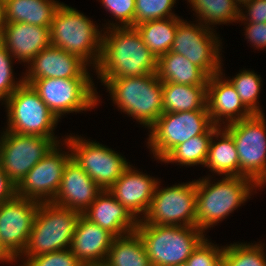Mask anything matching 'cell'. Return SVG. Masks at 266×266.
<instances>
[{"instance_id": "cell-1", "label": "cell", "mask_w": 266, "mask_h": 266, "mask_svg": "<svg viewBox=\"0 0 266 266\" xmlns=\"http://www.w3.org/2000/svg\"><path fill=\"white\" fill-rule=\"evenodd\" d=\"M102 34V53L96 72L100 79L139 77L157 71L158 59L135 27L111 24ZM111 29V30H110ZM107 33V34H106Z\"/></svg>"}, {"instance_id": "cell-2", "label": "cell", "mask_w": 266, "mask_h": 266, "mask_svg": "<svg viewBox=\"0 0 266 266\" xmlns=\"http://www.w3.org/2000/svg\"><path fill=\"white\" fill-rule=\"evenodd\" d=\"M196 180V226L203 232L237 209L251 195L253 180L245 176H225L219 182Z\"/></svg>"}, {"instance_id": "cell-3", "label": "cell", "mask_w": 266, "mask_h": 266, "mask_svg": "<svg viewBox=\"0 0 266 266\" xmlns=\"http://www.w3.org/2000/svg\"><path fill=\"white\" fill-rule=\"evenodd\" d=\"M136 231L142 239L151 266L186 263L205 238L197 226L153 225L138 220Z\"/></svg>"}, {"instance_id": "cell-4", "label": "cell", "mask_w": 266, "mask_h": 266, "mask_svg": "<svg viewBox=\"0 0 266 266\" xmlns=\"http://www.w3.org/2000/svg\"><path fill=\"white\" fill-rule=\"evenodd\" d=\"M121 109L150 129L163 113L162 82L157 73L139 77L101 79Z\"/></svg>"}, {"instance_id": "cell-5", "label": "cell", "mask_w": 266, "mask_h": 266, "mask_svg": "<svg viewBox=\"0 0 266 266\" xmlns=\"http://www.w3.org/2000/svg\"><path fill=\"white\" fill-rule=\"evenodd\" d=\"M95 26L76 9L61 4L49 28L51 45L79 56L88 66L90 63L96 68L102 53V32Z\"/></svg>"}, {"instance_id": "cell-6", "label": "cell", "mask_w": 266, "mask_h": 266, "mask_svg": "<svg viewBox=\"0 0 266 266\" xmlns=\"http://www.w3.org/2000/svg\"><path fill=\"white\" fill-rule=\"evenodd\" d=\"M79 211L63 208L52 202H40L26 247L21 255L25 262L41 254L71 248Z\"/></svg>"}, {"instance_id": "cell-7", "label": "cell", "mask_w": 266, "mask_h": 266, "mask_svg": "<svg viewBox=\"0 0 266 266\" xmlns=\"http://www.w3.org/2000/svg\"><path fill=\"white\" fill-rule=\"evenodd\" d=\"M5 102L8 111L7 131L57 138L54 137L53 130L58 119L31 85L23 83Z\"/></svg>"}, {"instance_id": "cell-8", "label": "cell", "mask_w": 266, "mask_h": 266, "mask_svg": "<svg viewBox=\"0 0 266 266\" xmlns=\"http://www.w3.org/2000/svg\"><path fill=\"white\" fill-rule=\"evenodd\" d=\"M212 126L208 110L162 113L150 128L148 145L162 161L177 145L205 134Z\"/></svg>"}, {"instance_id": "cell-9", "label": "cell", "mask_w": 266, "mask_h": 266, "mask_svg": "<svg viewBox=\"0 0 266 266\" xmlns=\"http://www.w3.org/2000/svg\"><path fill=\"white\" fill-rule=\"evenodd\" d=\"M92 78H45L28 84L59 119L65 113L90 110L98 103Z\"/></svg>"}, {"instance_id": "cell-10", "label": "cell", "mask_w": 266, "mask_h": 266, "mask_svg": "<svg viewBox=\"0 0 266 266\" xmlns=\"http://www.w3.org/2000/svg\"><path fill=\"white\" fill-rule=\"evenodd\" d=\"M159 183L141 220L153 225L196 226V181L163 189H158Z\"/></svg>"}, {"instance_id": "cell-11", "label": "cell", "mask_w": 266, "mask_h": 266, "mask_svg": "<svg viewBox=\"0 0 266 266\" xmlns=\"http://www.w3.org/2000/svg\"><path fill=\"white\" fill-rule=\"evenodd\" d=\"M0 137V164L8 178L20 180L58 143L56 138L5 131Z\"/></svg>"}, {"instance_id": "cell-12", "label": "cell", "mask_w": 266, "mask_h": 266, "mask_svg": "<svg viewBox=\"0 0 266 266\" xmlns=\"http://www.w3.org/2000/svg\"><path fill=\"white\" fill-rule=\"evenodd\" d=\"M65 144L70 148L72 159L102 189L108 190L130 166L119 153L97 142L69 136Z\"/></svg>"}, {"instance_id": "cell-13", "label": "cell", "mask_w": 266, "mask_h": 266, "mask_svg": "<svg viewBox=\"0 0 266 266\" xmlns=\"http://www.w3.org/2000/svg\"><path fill=\"white\" fill-rule=\"evenodd\" d=\"M211 27L182 20L175 33L170 51L183 55L208 77L221 72L220 40Z\"/></svg>"}, {"instance_id": "cell-14", "label": "cell", "mask_w": 266, "mask_h": 266, "mask_svg": "<svg viewBox=\"0 0 266 266\" xmlns=\"http://www.w3.org/2000/svg\"><path fill=\"white\" fill-rule=\"evenodd\" d=\"M253 114L224 127L233 137L239 158V176L253 181L266 166V121Z\"/></svg>"}, {"instance_id": "cell-15", "label": "cell", "mask_w": 266, "mask_h": 266, "mask_svg": "<svg viewBox=\"0 0 266 266\" xmlns=\"http://www.w3.org/2000/svg\"><path fill=\"white\" fill-rule=\"evenodd\" d=\"M39 203L16 195L0 204L1 247L14 261L26 247Z\"/></svg>"}, {"instance_id": "cell-16", "label": "cell", "mask_w": 266, "mask_h": 266, "mask_svg": "<svg viewBox=\"0 0 266 266\" xmlns=\"http://www.w3.org/2000/svg\"><path fill=\"white\" fill-rule=\"evenodd\" d=\"M59 144L20 180L16 185L17 196L38 202H51L55 198L65 166L72 159L71 153L60 152Z\"/></svg>"}, {"instance_id": "cell-17", "label": "cell", "mask_w": 266, "mask_h": 266, "mask_svg": "<svg viewBox=\"0 0 266 266\" xmlns=\"http://www.w3.org/2000/svg\"><path fill=\"white\" fill-rule=\"evenodd\" d=\"M29 63L24 83L45 78H91L79 56L50 45L41 50Z\"/></svg>"}, {"instance_id": "cell-18", "label": "cell", "mask_w": 266, "mask_h": 266, "mask_svg": "<svg viewBox=\"0 0 266 266\" xmlns=\"http://www.w3.org/2000/svg\"><path fill=\"white\" fill-rule=\"evenodd\" d=\"M221 75L222 72L214 74L207 81L206 106L213 125L218 127L225 123L224 118L231 124L253 115L243 104L229 79L223 80Z\"/></svg>"}, {"instance_id": "cell-19", "label": "cell", "mask_w": 266, "mask_h": 266, "mask_svg": "<svg viewBox=\"0 0 266 266\" xmlns=\"http://www.w3.org/2000/svg\"><path fill=\"white\" fill-rule=\"evenodd\" d=\"M101 191L94 180L71 159L65 166L59 190L51 202L83 214Z\"/></svg>"}, {"instance_id": "cell-20", "label": "cell", "mask_w": 266, "mask_h": 266, "mask_svg": "<svg viewBox=\"0 0 266 266\" xmlns=\"http://www.w3.org/2000/svg\"><path fill=\"white\" fill-rule=\"evenodd\" d=\"M158 181L131 168V165L108 189L116 200L136 219L148 211Z\"/></svg>"}, {"instance_id": "cell-21", "label": "cell", "mask_w": 266, "mask_h": 266, "mask_svg": "<svg viewBox=\"0 0 266 266\" xmlns=\"http://www.w3.org/2000/svg\"><path fill=\"white\" fill-rule=\"evenodd\" d=\"M0 42L14 58L31 63L41 50L51 45L50 30L28 23H6Z\"/></svg>"}, {"instance_id": "cell-22", "label": "cell", "mask_w": 266, "mask_h": 266, "mask_svg": "<svg viewBox=\"0 0 266 266\" xmlns=\"http://www.w3.org/2000/svg\"><path fill=\"white\" fill-rule=\"evenodd\" d=\"M83 215L115 237L136 231V220L109 190H102Z\"/></svg>"}, {"instance_id": "cell-23", "label": "cell", "mask_w": 266, "mask_h": 266, "mask_svg": "<svg viewBox=\"0 0 266 266\" xmlns=\"http://www.w3.org/2000/svg\"><path fill=\"white\" fill-rule=\"evenodd\" d=\"M115 236L87 219L78 218L71 243V252L81 263L106 261Z\"/></svg>"}, {"instance_id": "cell-24", "label": "cell", "mask_w": 266, "mask_h": 266, "mask_svg": "<svg viewBox=\"0 0 266 266\" xmlns=\"http://www.w3.org/2000/svg\"><path fill=\"white\" fill-rule=\"evenodd\" d=\"M6 23H28L49 27L62 3L55 0H4Z\"/></svg>"}, {"instance_id": "cell-25", "label": "cell", "mask_w": 266, "mask_h": 266, "mask_svg": "<svg viewBox=\"0 0 266 266\" xmlns=\"http://www.w3.org/2000/svg\"><path fill=\"white\" fill-rule=\"evenodd\" d=\"M156 73L162 83L182 85L207 86L209 78L198 66L173 51L158 58Z\"/></svg>"}, {"instance_id": "cell-26", "label": "cell", "mask_w": 266, "mask_h": 266, "mask_svg": "<svg viewBox=\"0 0 266 266\" xmlns=\"http://www.w3.org/2000/svg\"><path fill=\"white\" fill-rule=\"evenodd\" d=\"M207 86L162 83L163 113L207 110Z\"/></svg>"}, {"instance_id": "cell-27", "label": "cell", "mask_w": 266, "mask_h": 266, "mask_svg": "<svg viewBox=\"0 0 266 266\" xmlns=\"http://www.w3.org/2000/svg\"><path fill=\"white\" fill-rule=\"evenodd\" d=\"M219 136L221 140L214 142L213 137ZM205 166L219 175L239 176V158L235 142L224 127L218 128L211 138Z\"/></svg>"}, {"instance_id": "cell-28", "label": "cell", "mask_w": 266, "mask_h": 266, "mask_svg": "<svg viewBox=\"0 0 266 266\" xmlns=\"http://www.w3.org/2000/svg\"><path fill=\"white\" fill-rule=\"evenodd\" d=\"M179 17H170L147 21L135 26L143 42L158 59L168 53L173 45Z\"/></svg>"}, {"instance_id": "cell-29", "label": "cell", "mask_w": 266, "mask_h": 266, "mask_svg": "<svg viewBox=\"0 0 266 266\" xmlns=\"http://www.w3.org/2000/svg\"><path fill=\"white\" fill-rule=\"evenodd\" d=\"M106 262L109 266H151L137 231L113 239Z\"/></svg>"}, {"instance_id": "cell-30", "label": "cell", "mask_w": 266, "mask_h": 266, "mask_svg": "<svg viewBox=\"0 0 266 266\" xmlns=\"http://www.w3.org/2000/svg\"><path fill=\"white\" fill-rule=\"evenodd\" d=\"M218 128L213 125L205 134L194 136L177 145L162 162H176L186 166L205 165L211 138Z\"/></svg>"}, {"instance_id": "cell-31", "label": "cell", "mask_w": 266, "mask_h": 266, "mask_svg": "<svg viewBox=\"0 0 266 266\" xmlns=\"http://www.w3.org/2000/svg\"><path fill=\"white\" fill-rule=\"evenodd\" d=\"M205 26L226 24L239 20L240 11L235 0H188ZM204 22H203V21ZM209 23V24H208Z\"/></svg>"}, {"instance_id": "cell-32", "label": "cell", "mask_w": 266, "mask_h": 266, "mask_svg": "<svg viewBox=\"0 0 266 266\" xmlns=\"http://www.w3.org/2000/svg\"><path fill=\"white\" fill-rule=\"evenodd\" d=\"M223 266H266V255L261 244H230L224 246Z\"/></svg>"}, {"instance_id": "cell-33", "label": "cell", "mask_w": 266, "mask_h": 266, "mask_svg": "<svg viewBox=\"0 0 266 266\" xmlns=\"http://www.w3.org/2000/svg\"><path fill=\"white\" fill-rule=\"evenodd\" d=\"M261 77L258 76L253 71L243 70L233 77L231 84L234 86L237 94L239 95L243 104L253 113V114H263L258 103V94H260L261 89Z\"/></svg>"}, {"instance_id": "cell-34", "label": "cell", "mask_w": 266, "mask_h": 266, "mask_svg": "<svg viewBox=\"0 0 266 266\" xmlns=\"http://www.w3.org/2000/svg\"><path fill=\"white\" fill-rule=\"evenodd\" d=\"M176 0H135L134 27L156 19L178 17L171 13Z\"/></svg>"}, {"instance_id": "cell-35", "label": "cell", "mask_w": 266, "mask_h": 266, "mask_svg": "<svg viewBox=\"0 0 266 266\" xmlns=\"http://www.w3.org/2000/svg\"><path fill=\"white\" fill-rule=\"evenodd\" d=\"M216 246L204 238L187 259V266H223L224 247Z\"/></svg>"}, {"instance_id": "cell-36", "label": "cell", "mask_w": 266, "mask_h": 266, "mask_svg": "<svg viewBox=\"0 0 266 266\" xmlns=\"http://www.w3.org/2000/svg\"><path fill=\"white\" fill-rule=\"evenodd\" d=\"M12 59L13 56L0 42V101L9 98L24 83L23 77L17 83L13 80Z\"/></svg>"}, {"instance_id": "cell-37", "label": "cell", "mask_w": 266, "mask_h": 266, "mask_svg": "<svg viewBox=\"0 0 266 266\" xmlns=\"http://www.w3.org/2000/svg\"><path fill=\"white\" fill-rule=\"evenodd\" d=\"M21 266H81V262L69 248L30 257Z\"/></svg>"}, {"instance_id": "cell-38", "label": "cell", "mask_w": 266, "mask_h": 266, "mask_svg": "<svg viewBox=\"0 0 266 266\" xmlns=\"http://www.w3.org/2000/svg\"><path fill=\"white\" fill-rule=\"evenodd\" d=\"M102 5L121 23L134 27L135 0H101ZM123 24V25H122Z\"/></svg>"}, {"instance_id": "cell-39", "label": "cell", "mask_w": 266, "mask_h": 266, "mask_svg": "<svg viewBox=\"0 0 266 266\" xmlns=\"http://www.w3.org/2000/svg\"><path fill=\"white\" fill-rule=\"evenodd\" d=\"M243 5L244 8L247 7L248 13L246 15L240 11L239 22L244 20L249 23H266V0H252Z\"/></svg>"}, {"instance_id": "cell-40", "label": "cell", "mask_w": 266, "mask_h": 266, "mask_svg": "<svg viewBox=\"0 0 266 266\" xmlns=\"http://www.w3.org/2000/svg\"><path fill=\"white\" fill-rule=\"evenodd\" d=\"M246 26L244 35L248 41L258 49L266 48V23H248Z\"/></svg>"}, {"instance_id": "cell-41", "label": "cell", "mask_w": 266, "mask_h": 266, "mask_svg": "<svg viewBox=\"0 0 266 266\" xmlns=\"http://www.w3.org/2000/svg\"><path fill=\"white\" fill-rule=\"evenodd\" d=\"M16 196V184H14L3 171L0 164V204Z\"/></svg>"}, {"instance_id": "cell-42", "label": "cell", "mask_w": 266, "mask_h": 266, "mask_svg": "<svg viewBox=\"0 0 266 266\" xmlns=\"http://www.w3.org/2000/svg\"><path fill=\"white\" fill-rule=\"evenodd\" d=\"M5 1L0 0V38L5 27Z\"/></svg>"}, {"instance_id": "cell-43", "label": "cell", "mask_w": 266, "mask_h": 266, "mask_svg": "<svg viewBox=\"0 0 266 266\" xmlns=\"http://www.w3.org/2000/svg\"><path fill=\"white\" fill-rule=\"evenodd\" d=\"M266 183V166L264 167L263 171L255 178L253 181L254 188H258V186L262 187Z\"/></svg>"}, {"instance_id": "cell-44", "label": "cell", "mask_w": 266, "mask_h": 266, "mask_svg": "<svg viewBox=\"0 0 266 266\" xmlns=\"http://www.w3.org/2000/svg\"><path fill=\"white\" fill-rule=\"evenodd\" d=\"M0 261L2 262H14V260L2 249L1 242H0Z\"/></svg>"}, {"instance_id": "cell-45", "label": "cell", "mask_w": 266, "mask_h": 266, "mask_svg": "<svg viewBox=\"0 0 266 266\" xmlns=\"http://www.w3.org/2000/svg\"><path fill=\"white\" fill-rule=\"evenodd\" d=\"M81 266H109V264L106 261H101V262L81 263Z\"/></svg>"}, {"instance_id": "cell-46", "label": "cell", "mask_w": 266, "mask_h": 266, "mask_svg": "<svg viewBox=\"0 0 266 266\" xmlns=\"http://www.w3.org/2000/svg\"><path fill=\"white\" fill-rule=\"evenodd\" d=\"M236 1V3L239 5H241V3L242 4H245V3H247V2H250V1H252V0H235Z\"/></svg>"}, {"instance_id": "cell-47", "label": "cell", "mask_w": 266, "mask_h": 266, "mask_svg": "<svg viewBox=\"0 0 266 266\" xmlns=\"http://www.w3.org/2000/svg\"><path fill=\"white\" fill-rule=\"evenodd\" d=\"M176 266H187V264L183 263V264H179V265H176Z\"/></svg>"}]
</instances>
